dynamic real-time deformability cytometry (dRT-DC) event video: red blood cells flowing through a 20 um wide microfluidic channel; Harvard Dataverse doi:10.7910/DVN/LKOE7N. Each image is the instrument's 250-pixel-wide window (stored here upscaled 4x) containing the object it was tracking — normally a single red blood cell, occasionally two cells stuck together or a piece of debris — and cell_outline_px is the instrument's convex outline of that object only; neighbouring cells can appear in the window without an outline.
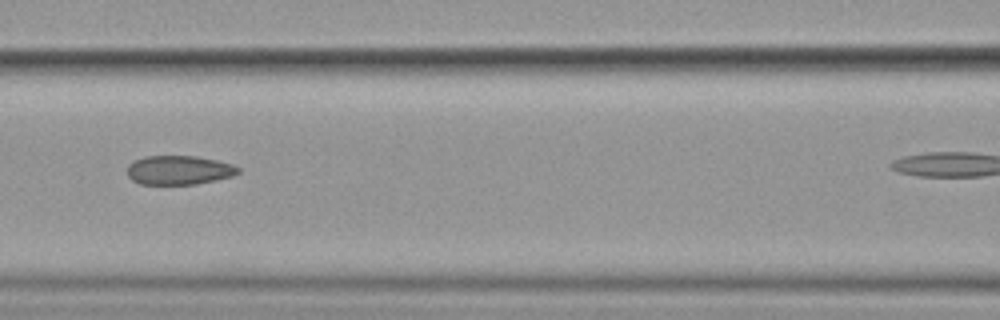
{"species": "common noctule bat (a hibernating species)", "species_latin": "Nyctalus noctula", "temperature_condition": "cold", "stored_images_in_passage": 7, "camera_frame_rate_fps": 3000, "um_per_image_px": 0.085, "animal": {"sex": "female", "body_mass_g": 19.9}, "frame": {"image": 1, "passage_image": 4, "time_ms": 3.333, "image_size_px": [1000, 320], "cell_outline_px": [[240, 172], [232, 176], [216, 180], [196, 184], [140, 184], [132, 180], [128, 176], [128, 164], [132, 160], [144, 156], [196, 156], [216, 160], [232, 164], [240, 168]], "centroid_in_image_um": [15.19, 14.45], "position_along_channel_um": 151.4, "area_um2": 18.9}}
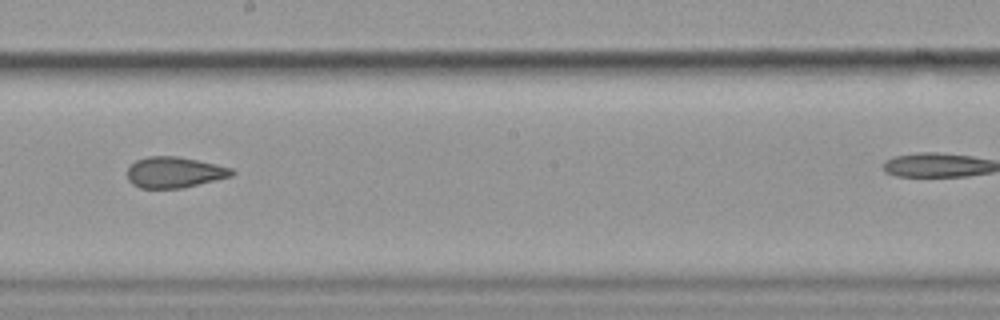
{"frame": {"image": 2, "passage_image": 6, "time_ms": 5.667, "image_size_px": [1000, 320], "cell_outline_px": [[236, 172], [232, 176], [184, 188], [140, 188], [132, 184], [128, 180], [128, 164], [136, 160], [148, 156], [176, 156], [216, 164], [232, 168]], "centroid_in_image_um": [14.81, 14.65], "position_along_channel_um": 233.4, "area_um2": 18.96}}